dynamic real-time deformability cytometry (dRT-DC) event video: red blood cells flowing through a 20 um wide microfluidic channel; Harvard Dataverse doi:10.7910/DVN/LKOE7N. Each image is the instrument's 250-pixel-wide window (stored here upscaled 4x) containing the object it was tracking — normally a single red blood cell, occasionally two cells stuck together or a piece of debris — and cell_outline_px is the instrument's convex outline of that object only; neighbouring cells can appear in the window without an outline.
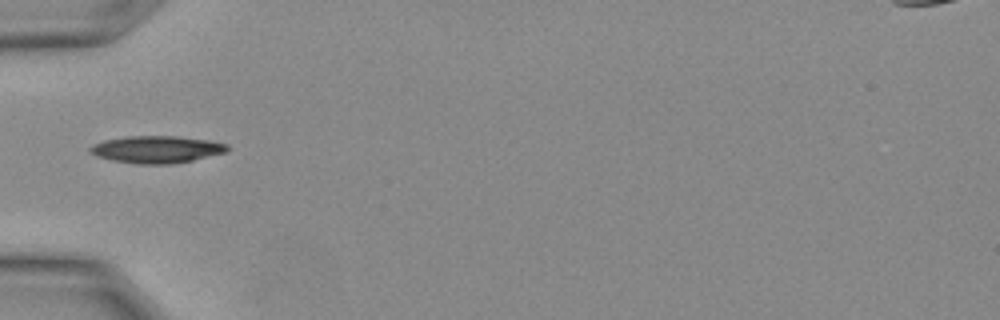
{"species": "Egyptian fruit bat (a non-hibernating species)", "species_latin": "Rousettus aegyptiacus", "temperature_condition": "warm", "stored_images_in_passage": 2, "camera_frame_rate_fps": 3000, "um_per_image_px": 0.085, "animal": {"sex": "female"}, "frame": {"image": 1, "passage_image": 1, "time_ms": 0.0, "image_size_px": [1000, 320], "cell_outline_px": [[228, 152], [192, 160], [168, 164], [140, 164], [112, 160], [96, 156], [88, 152], [88, 148], [92, 144], [104, 140], [124, 136], [176, 136], [208, 140], [228, 144]], "centroid_in_image_um": [13.28, 12.69], "position_along_channel_um": 71.7, "area_um2": 21.79}}